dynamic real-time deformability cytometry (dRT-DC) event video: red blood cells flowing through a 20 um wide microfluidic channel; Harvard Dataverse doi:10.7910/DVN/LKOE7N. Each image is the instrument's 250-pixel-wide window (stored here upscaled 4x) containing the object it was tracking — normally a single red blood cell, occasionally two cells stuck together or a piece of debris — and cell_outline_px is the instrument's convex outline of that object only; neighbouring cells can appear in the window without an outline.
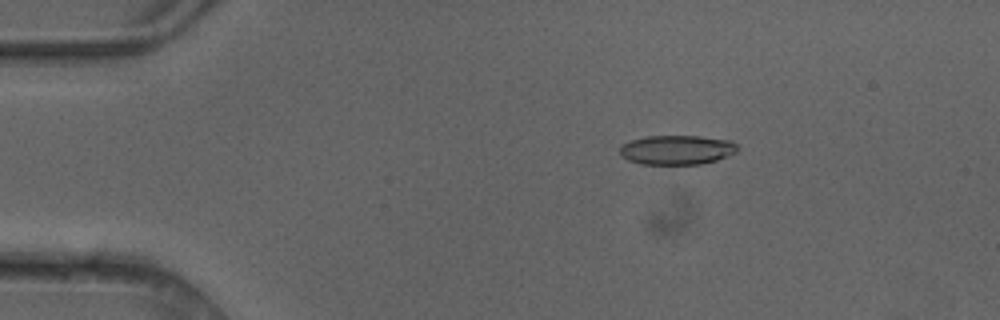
{"species": "common noctule bat (a hibernating species)", "species_latin": "Nyctalus noctula", "temperature_condition": "cold", "stored_images_in_passage": 2, "camera_frame_rate_fps": 3000, "um_per_image_px": 0.085, "animal": {"sex": "female"}, "frame": {"image": 1, "passage_image": 1, "time_ms": 0.0, "image_size_px": [1000, 320], "cell_outline_px": [[736, 152], [728, 156], [716, 160], [700, 164], [640, 164], [628, 160], [620, 156], [620, 144], [644, 136], [700, 136], [732, 140], [736, 144]], "centroid_in_image_um": [57.5, 12.73], "position_along_channel_um": 27.5, "area_um2": 20.29}}